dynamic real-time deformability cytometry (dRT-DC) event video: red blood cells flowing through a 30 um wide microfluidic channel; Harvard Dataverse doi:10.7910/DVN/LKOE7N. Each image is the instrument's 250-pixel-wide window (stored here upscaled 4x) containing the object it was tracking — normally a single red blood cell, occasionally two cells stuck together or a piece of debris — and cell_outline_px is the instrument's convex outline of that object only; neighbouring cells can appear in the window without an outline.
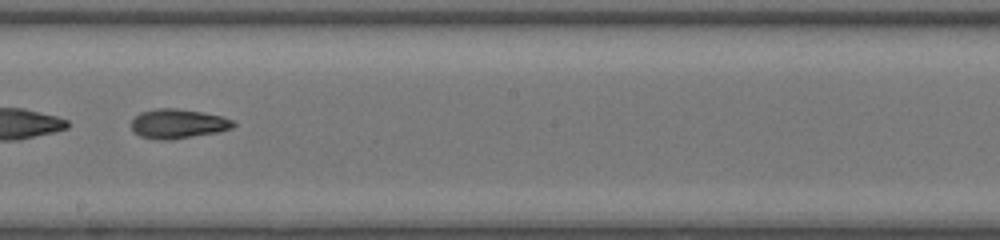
{"species": "common noctule bat (a hibernating species)", "species_latin": "Nyctalus noctula", "temperature_condition": "room temperature", "stored_images_in_passage": 30, "camera_frame_rate_fps": 3000, "um_per_image_px": 0.085, "animal": {"sex": "female", "body_mass_g": 20.0, "forearm_length_mm": 54.0}, "frame": {"image": 1, "passage_image": 13, "time_ms": 4.0, "image_size_px": [1000, 240], "cell_outline_px": [[236, 124], [232, 128], [220, 132], [168, 140], [156, 140], [140, 136], [132, 132], [132, 120], [140, 112], [156, 108], [176, 108], [224, 116], [232, 120]], "centroid_in_image_um": [15.12, 10.52], "position_along_channel_um": 233.1, "area_um2": 17.63}, "authors_computed_cell_mechanics": {"area_um2": 17.2822, "velocity_mm_per_s": 4.2201, "shape_relaxation_time_tau1_ms": 8.5882, "shape_relaxation_time_tau2_ms": 2.6963, "deformation_change_tau1": 0.3181, "deformation_change_tau2": 0.0673}}